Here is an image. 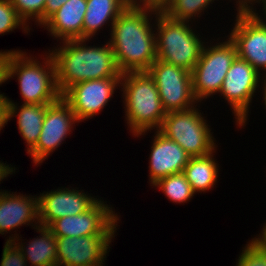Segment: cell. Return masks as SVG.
<instances>
[{"instance_id":"6da1fadb","label":"cell","mask_w":266,"mask_h":266,"mask_svg":"<svg viewBox=\"0 0 266 266\" xmlns=\"http://www.w3.org/2000/svg\"><path fill=\"white\" fill-rule=\"evenodd\" d=\"M159 11L142 4H130L113 23L108 41L122 74L147 72L157 59L154 24Z\"/></svg>"},{"instance_id":"7a4b0ae2","label":"cell","mask_w":266,"mask_h":266,"mask_svg":"<svg viewBox=\"0 0 266 266\" xmlns=\"http://www.w3.org/2000/svg\"><path fill=\"white\" fill-rule=\"evenodd\" d=\"M90 40H64L59 42V47L48 49L55 64L56 84L61 95L82 81L122 76L109 41L101 46H89L86 42Z\"/></svg>"},{"instance_id":"3957f363","label":"cell","mask_w":266,"mask_h":266,"mask_svg":"<svg viewBox=\"0 0 266 266\" xmlns=\"http://www.w3.org/2000/svg\"><path fill=\"white\" fill-rule=\"evenodd\" d=\"M124 115L134 137L159 130L167 114L154 79L148 72H128L121 76Z\"/></svg>"},{"instance_id":"277c9868","label":"cell","mask_w":266,"mask_h":266,"mask_svg":"<svg viewBox=\"0 0 266 266\" xmlns=\"http://www.w3.org/2000/svg\"><path fill=\"white\" fill-rule=\"evenodd\" d=\"M16 49L7 50L6 81L17 78L23 104H52L61 94L56 84L55 64L45 51L43 61ZM48 54V55H47ZM45 56V57H44Z\"/></svg>"},{"instance_id":"5b68a950","label":"cell","mask_w":266,"mask_h":266,"mask_svg":"<svg viewBox=\"0 0 266 266\" xmlns=\"http://www.w3.org/2000/svg\"><path fill=\"white\" fill-rule=\"evenodd\" d=\"M190 23L193 22L173 20L159 11L155 20V36L157 59L191 72L200 58L205 38L201 40V35Z\"/></svg>"},{"instance_id":"8992f818","label":"cell","mask_w":266,"mask_h":266,"mask_svg":"<svg viewBox=\"0 0 266 266\" xmlns=\"http://www.w3.org/2000/svg\"><path fill=\"white\" fill-rule=\"evenodd\" d=\"M193 107L186 111L169 112L159 131L178 143L191 157L205 156L217 150L216 139L202 110ZM202 113H201V112Z\"/></svg>"},{"instance_id":"52a82bcc","label":"cell","mask_w":266,"mask_h":266,"mask_svg":"<svg viewBox=\"0 0 266 266\" xmlns=\"http://www.w3.org/2000/svg\"><path fill=\"white\" fill-rule=\"evenodd\" d=\"M219 40L214 44L212 40L205 42L200 58L191 71L193 92L199 103L219 94L226 74L237 57L236 47L228 36L225 41Z\"/></svg>"},{"instance_id":"ba28073f","label":"cell","mask_w":266,"mask_h":266,"mask_svg":"<svg viewBox=\"0 0 266 266\" xmlns=\"http://www.w3.org/2000/svg\"><path fill=\"white\" fill-rule=\"evenodd\" d=\"M147 72L155 81L166 113L186 111L199 105L189 70L156 59Z\"/></svg>"},{"instance_id":"9c48e42d","label":"cell","mask_w":266,"mask_h":266,"mask_svg":"<svg viewBox=\"0 0 266 266\" xmlns=\"http://www.w3.org/2000/svg\"><path fill=\"white\" fill-rule=\"evenodd\" d=\"M262 77L253 66L238 56L229 68L219 96L221 95L229 103L235 117L236 128L247 125L250 105L260 88Z\"/></svg>"},{"instance_id":"30bf717a","label":"cell","mask_w":266,"mask_h":266,"mask_svg":"<svg viewBox=\"0 0 266 266\" xmlns=\"http://www.w3.org/2000/svg\"><path fill=\"white\" fill-rule=\"evenodd\" d=\"M114 207L101 198L86 212L53 221L48 228L55 237L115 235L120 223Z\"/></svg>"},{"instance_id":"8fae6325","label":"cell","mask_w":266,"mask_h":266,"mask_svg":"<svg viewBox=\"0 0 266 266\" xmlns=\"http://www.w3.org/2000/svg\"><path fill=\"white\" fill-rule=\"evenodd\" d=\"M229 39L237 56L247 61L263 77L266 76V23L253 11H237Z\"/></svg>"},{"instance_id":"7c38bea8","label":"cell","mask_w":266,"mask_h":266,"mask_svg":"<svg viewBox=\"0 0 266 266\" xmlns=\"http://www.w3.org/2000/svg\"><path fill=\"white\" fill-rule=\"evenodd\" d=\"M70 105L60 97L46 108L42 130L35 147L28 153L35 166L42 165L70 135L77 123ZM71 132V133H70Z\"/></svg>"},{"instance_id":"4fadbf2b","label":"cell","mask_w":266,"mask_h":266,"mask_svg":"<svg viewBox=\"0 0 266 266\" xmlns=\"http://www.w3.org/2000/svg\"><path fill=\"white\" fill-rule=\"evenodd\" d=\"M118 87H121V77L87 80L69 87L61 97L70 105L80 123L102 112Z\"/></svg>"},{"instance_id":"5bb4252c","label":"cell","mask_w":266,"mask_h":266,"mask_svg":"<svg viewBox=\"0 0 266 266\" xmlns=\"http://www.w3.org/2000/svg\"><path fill=\"white\" fill-rule=\"evenodd\" d=\"M114 237L115 235L56 237L57 266H105Z\"/></svg>"},{"instance_id":"9a60e30c","label":"cell","mask_w":266,"mask_h":266,"mask_svg":"<svg viewBox=\"0 0 266 266\" xmlns=\"http://www.w3.org/2000/svg\"><path fill=\"white\" fill-rule=\"evenodd\" d=\"M58 187L38 196L39 224L48 227L53 221L73 215H79L89 210L98 200L84 190ZM92 195V196H91Z\"/></svg>"},{"instance_id":"2e32d148","label":"cell","mask_w":266,"mask_h":266,"mask_svg":"<svg viewBox=\"0 0 266 266\" xmlns=\"http://www.w3.org/2000/svg\"><path fill=\"white\" fill-rule=\"evenodd\" d=\"M154 131L148 166L150 186L163 177L183 172L191 158L178 143Z\"/></svg>"},{"instance_id":"e0dca14e","label":"cell","mask_w":266,"mask_h":266,"mask_svg":"<svg viewBox=\"0 0 266 266\" xmlns=\"http://www.w3.org/2000/svg\"><path fill=\"white\" fill-rule=\"evenodd\" d=\"M35 223V224H34ZM32 224V225H31ZM39 226L38 196L0 189V234H8L20 226Z\"/></svg>"},{"instance_id":"ac0fdd59","label":"cell","mask_w":266,"mask_h":266,"mask_svg":"<svg viewBox=\"0 0 266 266\" xmlns=\"http://www.w3.org/2000/svg\"><path fill=\"white\" fill-rule=\"evenodd\" d=\"M87 0H68L41 27L58 42L83 39Z\"/></svg>"},{"instance_id":"d6986e66","label":"cell","mask_w":266,"mask_h":266,"mask_svg":"<svg viewBox=\"0 0 266 266\" xmlns=\"http://www.w3.org/2000/svg\"><path fill=\"white\" fill-rule=\"evenodd\" d=\"M48 105L22 103L18 106L17 102L6 96V124L13 117H17L18 130L27 145V150H25L27 154L38 142Z\"/></svg>"},{"instance_id":"ffe728a7","label":"cell","mask_w":266,"mask_h":266,"mask_svg":"<svg viewBox=\"0 0 266 266\" xmlns=\"http://www.w3.org/2000/svg\"><path fill=\"white\" fill-rule=\"evenodd\" d=\"M33 229L39 233V237L32 238L31 242L28 241L29 244L22 242V237L16 230L15 234H10L6 241H13L16 244L28 266L30 263V266H57L56 237L48 227L39 225Z\"/></svg>"},{"instance_id":"44dd1931","label":"cell","mask_w":266,"mask_h":266,"mask_svg":"<svg viewBox=\"0 0 266 266\" xmlns=\"http://www.w3.org/2000/svg\"><path fill=\"white\" fill-rule=\"evenodd\" d=\"M128 0H87L83 22V39H92L106 25L111 27L117 17L130 5Z\"/></svg>"},{"instance_id":"7402d4cb","label":"cell","mask_w":266,"mask_h":266,"mask_svg":"<svg viewBox=\"0 0 266 266\" xmlns=\"http://www.w3.org/2000/svg\"><path fill=\"white\" fill-rule=\"evenodd\" d=\"M214 153L216 150L205 156L191 157L183 170L195 194L209 192L216 186L220 170Z\"/></svg>"},{"instance_id":"603a6c76","label":"cell","mask_w":266,"mask_h":266,"mask_svg":"<svg viewBox=\"0 0 266 266\" xmlns=\"http://www.w3.org/2000/svg\"><path fill=\"white\" fill-rule=\"evenodd\" d=\"M152 186L161 190L167 200L176 204L190 202L195 195L183 172L163 177Z\"/></svg>"},{"instance_id":"cb8c5ba5","label":"cell","mask_w":266,"mask_h":266,"mask_svg":"<svg viewBox=\"0 0 266 266\" xmlns=\"http://www.w3.org/2000/svg\"><path fill=\"white\" fill-rule=\"evenodd\" d=\"M214 1L218 0H171L161 11L173 20L194 22Z\"/></svg>"},{"instance_id":"d4e9b609","label":"cell","mask_w":266,"mask_h":266,"mask_svg":"<svg viewBox=\"0 0 266 266\" xmlns=\"http://www.w3.org/2000/svg\"><path fill=\"white\" fill-rule=\"evenodd\" d=\"M22 29L24 33L30 34L31 26L18 15L10 0H0V35Z\"/></svg>"},{"instance_id":"484cf974","label":"cell","mask_w":266,"mask_h":266,"mask_svg":"<svg viewBox=\"0 0 266 266\" xmlns=\"http://www.w3.org/2000/svg\"><path fill=\"white\" fill-rule=\"evenodd\" d=\"M18 15L29 26L31 21L35 25L44 24V6L46 0H10ZM31 20V21H30ZM30 21V22H29Z\"/></svg>"},{"instance_id":"4316f807","label":"cell","mask_w":266,"mask_h":266,"mask_svg":"<svg viewBox=\"0 0 266 266\" xmlns=\"http://www.w3.org/2000/svg\"><path fill=\"white\" fill-rule=\"evenodd\" d=\"M237 260L236 266H266V252L249 240Z\"/></svg>"},{"instance_id":"83f0119b","label":"cell","mask_w":266,"mask_h":266,"mask_svg":"<svg viewBox=\"0 0 266 266\" xmlns=\"http://www.w3.org/2000/svg\"><path fill=\"white\" fill-rule=\"evenodd\" d=\"M0 266H27L22 252L13 241L5 242Z\"/></svg>"},{"instance_id":"f1b7e54d","label":"cell","mask_w":266,"mask_h":266,"mask_svg":"<svg viewBox=\"0 0 266 266\" xmlns=\"http://www.w3.org/2000/svg\"><path fill=\"white\" fill-rule=\"evenodd\" d=\"M68 0H46L44 6V23Z\"/></svg>"},{"instance_id":"f546056e","label":"cell","mask_w":266,"mask_h":266,"mask_svg":"<svg viewBox=\"0 0 266 266\" xmlns=\"http://www.w3.org/2000/svg\"><path fill=\"white\" fill-rule=\"evenodd\" d=\"M6 61H7V50H0V85L6 82ZM0 96H6L0 92Z\"/></svg>"},{"instance_id":"4dcf8cb0","label":"cell","mask_w":266,"mask_h":266,"mask_svg":"<svg viewBox=\"0 0 266 266\" xmlns=\"http://www.w3.org/2000/svg\"><path fill=\"white\" fill-rule=\"evenodd\" d=\"M16 168L15 166L12 167L11 164H7L0 161V184L2 180H5L9 175L15 174Z\"/></svg>"},{"instance_id":"1f68e13d","label":"cell","mask_w":266,"mask_h":266,"mask_svg":"<svg viewBox=\"0 0 266 266\" xmlns=\"http://www.w3.org/2000/svg\"><path fill=\"white\" fill-rule=\"evenodd\" d=\"M252 241L259 246L264 252H266V226L262 227L259 235L252 238Z\"/></svg>"},{"instance_id":"d6a6232c","label":"cell","mask_w":266,"mask_h":266,"mask_svg":"<svg viewBox=\"0 0 266 266\" xmlns=\"http://www.w3.org/2000/svg\"><path fill=\"white\" fill-rule=\"evenodd\" d=\"M170 1L171 0H144L141 4L161 11Z\"/></svg>"},{"instance_id":"836d02e7","label":"cell","mask_w":266,"mask_h":266,"mask_svg":"<svg viewBox=\"0 0 266 266\" xmlns=\"http://www.w3.org/2000/svg\"><path fill=\"white\" fill-rule=\"evenodd\" d=\"M6 126V96H0V133Z\"/></svg>"},{"instance_id":"e575fe53","label":"cell","mask_w":266,"mask_h":266,"mask_svg":"<svg viewBox=\"0 0 266 266\" xmlns=\"http://www.w3.org/2000/svg\"><path fill=\"white\" fill-rule=\"evenodd\" d=\"M236 1V11H252V0H234Z\"/></svg>"},{"instance_id":"d590c367","label":"cell","mask_w":266,"mask_h":266,"mask_svg":"<svg viewBox=\"0 0 266 266\" xmlns=\"http://www.w3.org/2000/svg\"><path fill=\"white\" fill-rule=\"evenodd\" d=\"M262 4V6H261ZM260 6L262 7V10H259V11H262L263 13H259L257 10H254L253 12L263 21L266 23V0H264L262 3H260ZM257 11V12H256ZM260 14V15H259ZM264 14V15H263ZM264 16V18L262 17Z\"/></svg>"},{"instance_id":"8d00e7d4","label":"cell","mask_w":266,"mask_h":266,"mask_svg":"<svg viewBox=\"0 0 266 266\" xmlns=\"http://www.w3.org/2000/svg\"><path fill=\"white\" fill-rule=\"evenodd\" d=\"M260 84H261L260 86L262 88L261 93L263 94V97H262L263 100L262 101H264L263 103H264L265 109H266V76L262 77Z\"/></svg>"},{"instance_id":"74e56055","label":"cell","mask_w":266,"mask_h":266,"mask_svg":"<svg viewBox=\"0 0 266 266\" xmlns=\"http://www.w3.org/2000/svg\"><path fill=\"white\" fill-rule=\"evenodd\" d=\"M264 0H252V11H254V10H256V8H254V7H256V6H254V5H259L260 3H262ZM257 3V4H256Z\"/></svg>"},{"instance_id":"f35d334b","label":"cell","mask_w":266,"mask_h":266,"mask_svg":"<svg viewBox=\"0 0 266 266\" xmlns=\"http://www.w3.org/2000/svg\"><path fill=\"white\" fill-rule=\"evenodd\" d=\"M131 4H141L144 0H128Z\"/></svg>"}]
</instances>
